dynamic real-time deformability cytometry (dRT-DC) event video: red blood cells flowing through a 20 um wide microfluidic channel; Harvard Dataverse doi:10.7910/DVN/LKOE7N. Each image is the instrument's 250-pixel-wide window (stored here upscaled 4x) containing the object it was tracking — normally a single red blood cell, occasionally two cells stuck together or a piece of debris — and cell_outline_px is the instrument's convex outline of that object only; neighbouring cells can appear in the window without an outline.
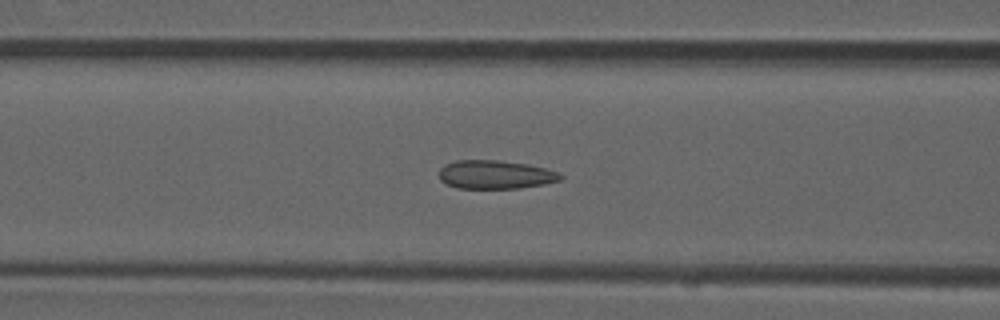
{"species": "common noctule bat (a hibernating species)", "species_latin": "Nyctalus noctula", "temperature_condition": "room temperature", "stored_images_in_passage": 52, "camera_frame_rate_fps": 3000, "um_per_image_px": 0.085, "animal": {"sex": "male", "forearm_length_mm": 52.5}, "frame": {"image": 1, "passage_image": 21, "time_ms": 6.667, "image_size_px": [1000, 320], "cell_outline_px": [[564, 176], [560, 180], [544, 184], [520, 188], [456, 188], [440, 180], [440, 168], [444, 164], [456, 160], [500, 160], [528, 164], [544, 168], [556, 172]], "centroid_in_image_um": [42.09, 14.83], "position_along_channel_um": 124.5, "area_um2": 20.17}}
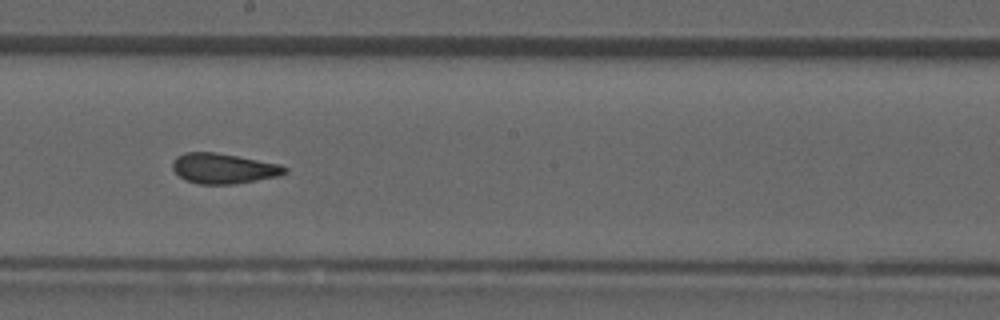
{"frame": {"image": 2, "passage_image": 29, "time_ms": 9.333, "image_size_px": [1000, 320], "cell_outline_px": [[288, 172], [280, 176], [232, 184], [200, 184], [184, 180], [172, 168], [172, 160], [176, 156], [184, 152], [216, 152], [280, 164], [288, 168]], "centroid_in_image_um": [18.99, 14.31], "position_along_channel_um": 229.2, "area_um2": 19.88}}
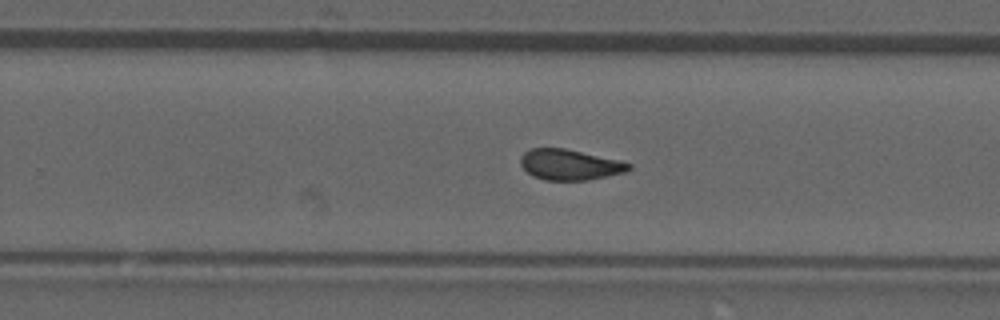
{"frame": {"image": 3, "passage_image": 33, "time_ms": 10.667, "image_size_px": [1000, 320], "cell_outline_px": [[632, 168], [624, 172], [608, 176], [588, 180], [544, 180], [532, 176], [520, 164], [520, 156], [528, 148], [564, 148], [620, 160], [632, 164]], "centroid_in_image_um": [48.41, 13.99], "position_along_channel_um": 281.4, "area_um2": 19.42}, "authors_computed_cell_mechanics": {"area_um2": 19.8832, "velocity_mm_per_s": 3.9357, "shape_relaxation_time_tau1_ms": null, "shape_relaxation_time_tau2_ms": 1.308, "deformation_change_tau1": null, "deformation_change_tau2": 0.0812}}